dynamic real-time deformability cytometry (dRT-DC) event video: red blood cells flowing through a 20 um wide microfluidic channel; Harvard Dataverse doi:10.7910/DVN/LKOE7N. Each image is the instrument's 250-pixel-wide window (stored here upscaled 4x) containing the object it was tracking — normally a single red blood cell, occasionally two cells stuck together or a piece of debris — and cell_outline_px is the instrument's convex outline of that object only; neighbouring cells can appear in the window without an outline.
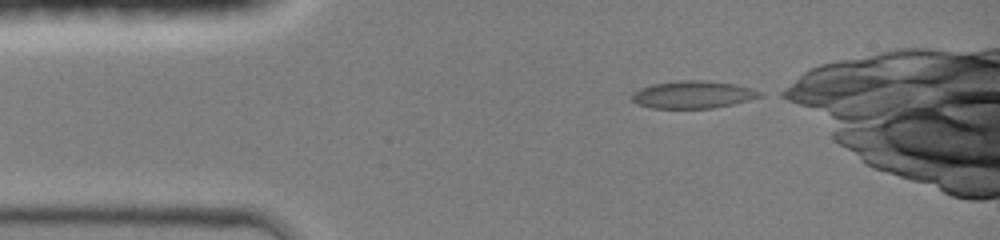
{"species": "common noctule bat (a hibernating species)", "species_latin": "Nyctalus noctula", "temperature_condition": "room temperature", "stored_images_in_passage": 35, "camera_frame_rate_fps": 3000, "um_per_image_px": 0.085, "animal": {"sex": "female", "body_mass_g": 19.0, "forearm_length_mm": 51.5}, "frame": {"image": 1, "passage_image": 1, "time_ms": 0.0, "image_size_px": [1000, 240], "cell_outline_px": [[764, 96], [732, 104], [712, 108], [652, 108], [636, 104], [632, 100], [632, 92], [640, 88], [652, 84], [676, 80], [708, 80], [736, 84], [752, 88], [764, 92]], "centroid_in_image_um": [58.92, 8.03], "position_along_channel_um": 26.1, "area_um2": 20.75}}
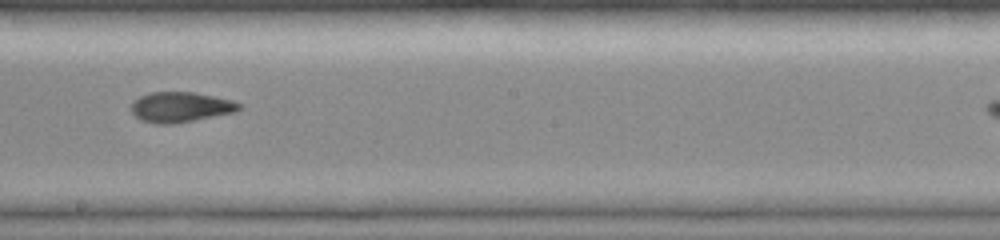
{"frame": {"image": 2, "passage_image": 19, "time_ms": 6.0, "image_size_px": [1000, 240], "cell_outline_px": [[244, 108], [236, 112], [172, 124], [156, 124], [140, 120], [132, 112], [132, 104], [140, 96], [152, 92], [192, 92], [232, 100], [240, 104]], "centroid_in_image_um": [15.37, 9.11], "position_along_channel_um": 232.8, "area_um2": 18.84}}
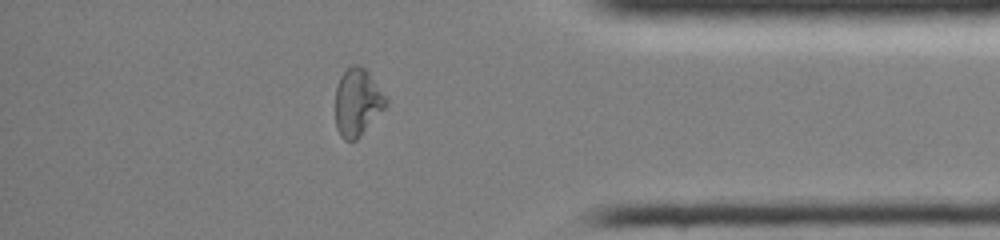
{"frame": {"image": 3, "passage_image": 33, "time_ms": 10.333, "image_size_px": [1000, 240], "cell_outline_px": [[388, 104], [360, 136], [356, 140], [344, 140], [340, 136], [336, 128], [336, 88], [340, 76], [352, 64], [360, 64], [368, 72], [388, 100]], "centroid_in_image_um": [30.37, 8.69], "position_along_channel_um": 404.8, "area_um2": 19.71}}